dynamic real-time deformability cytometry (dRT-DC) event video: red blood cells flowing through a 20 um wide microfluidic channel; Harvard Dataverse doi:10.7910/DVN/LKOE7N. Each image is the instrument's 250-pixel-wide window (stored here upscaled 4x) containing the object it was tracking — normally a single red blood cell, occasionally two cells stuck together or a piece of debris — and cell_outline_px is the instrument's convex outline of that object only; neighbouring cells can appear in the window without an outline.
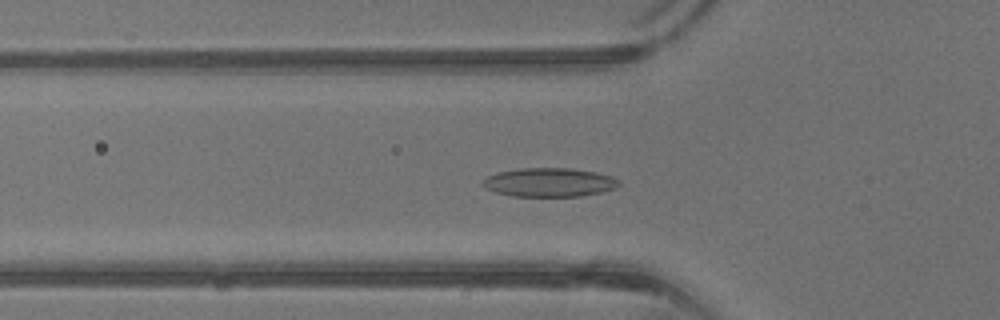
{"species": "common noctule bat (a hibernating species)", "species_latin": "Nyctalus noctula", "temperature_condition": "warm", "stored_images_in_passage": 36, "camera_frame_rate_fps": 3000, "um_per_image_px": 0.085, "animal": {"sex": "male", "body_mass_g": 13.3}, "frame": {"image": 1, "passage_image": 9, "time_ms": 2.667, "image_size_px": [1000, 320], "cell_outline_px": [[620, 184], [616, 188], [600, 192], [580, 196], [512, 196], [496, 192], [484, 188], [480, 184], [480, 180], [496, 172], [520, 168], [572, 168], [596, 172], [612, 176], [620, 180]], "centroid_in_image_um": [46.66, 15.49], "position_along_channel_um": 79.1, "area_um2": 23.12}}
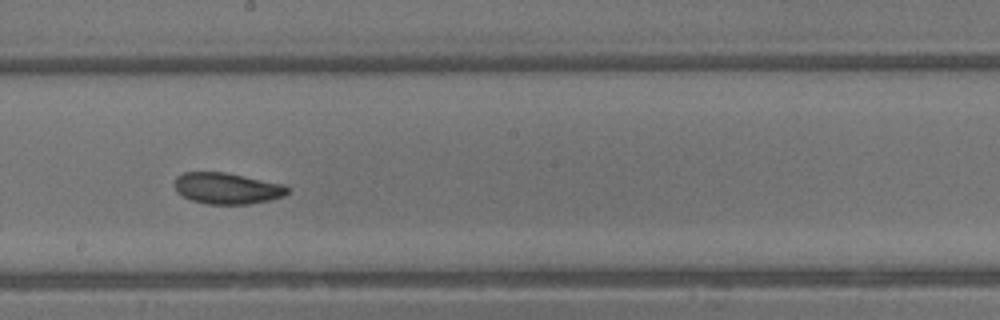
{"frame": {"image": 2, "passage_image": 18, "time_ms": 5.667, "image_size_px": [1000, 320], "cell_outline_px": [[292, 188], [284, 196], [268, 200], [248, 204], [208, 204], [192, 200], [176, 192], [176, 176], [184, 172], [224, 172], [284, 184]], "centroid_in_image_um": [19.33, 16.0], "position_along_channel_um": 228.9, "area_um2": 20.46}}
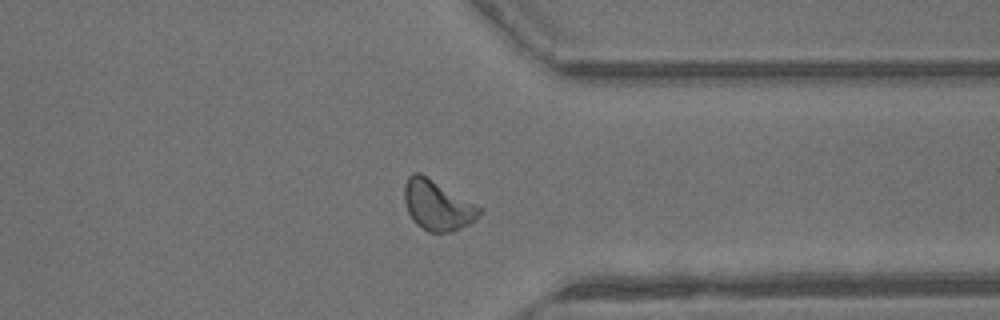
{"frame": {"image": 3, "passage_image": 27, "time_ms": 8.667, "image_size_px": [1000, 320], "cell_outline_px": [[484, 212], [468, 224], [452, 232], [428, 232], [416, 224], [412, 220], [408, 212], [404, 200], [404, 184], [408, 176], [412, 172], [420, 172], [484, 208]], "centroid_in_image_um": [37.18, 17.43], "position_along_channel_um": 374.2, "area_um2": 22.14}, "authors_computed_cell_mechanics": {"area_um2": 21.097, "velocity_mm_per_s": 4.9726, "shape_relaxation_time_tau1_ms": 7.8663, "shape_relaxation_time_tau2_ms": 3.4457, "deformation_change_tau1": 0.1896, "deformation_change_tau2": 0.106}}